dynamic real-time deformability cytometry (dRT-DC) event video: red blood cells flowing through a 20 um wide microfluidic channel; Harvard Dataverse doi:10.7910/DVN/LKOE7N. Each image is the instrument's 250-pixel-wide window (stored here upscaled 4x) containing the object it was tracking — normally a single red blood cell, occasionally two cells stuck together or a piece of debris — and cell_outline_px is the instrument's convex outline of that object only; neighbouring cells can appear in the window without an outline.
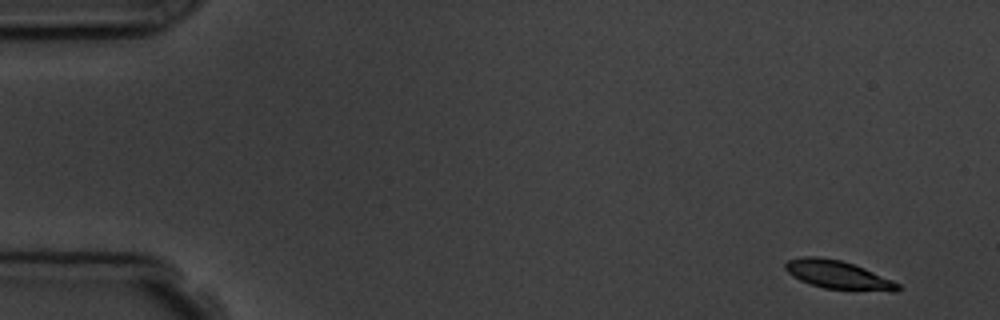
{"species": "common noctule bat (a hibernating species)", "species_latin": "Nyctalus noctula", "temperature_condition": "room temperature", "stored_images_in_passage": 4, "camera_frame_rate_fps": 3000, "um_per_image_px": 0.085, "animal": {"sex": "male", "body_mass_g": 19.5, "forearm_length_mm": 54.6}, "frame": {"image": 1, "passage_image": 1, "time_ms": 0.0, "image_size_px": [1000, 320], "cell_outline_px": [[900, 288], [896, 292], [892, 292], [824, 288], [800, 280], [792, 276], [784, 268], [784, 264], [788, 260], [804, 256], [820, 256], [840, 260], [864, 268], [892, 280], [900, 284]], "centroid_in_image_um": [71.23, 23.36], "position_along_channel_um": 13.8, "area_um2": 18.55}}
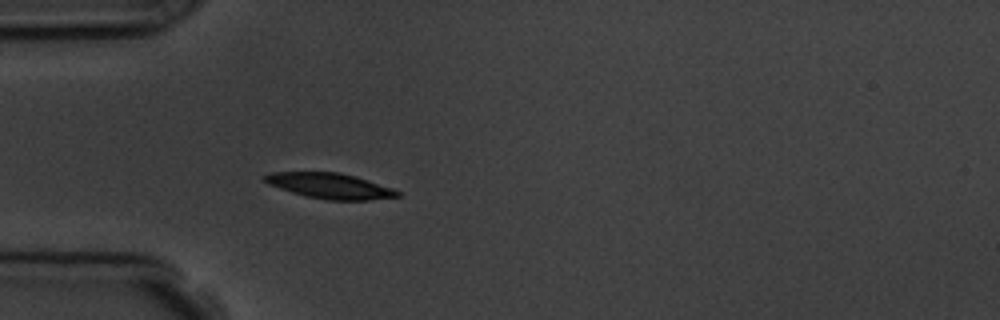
{"frame": {"image": 2, "passage_image": 4, "time_ms": 4.333, "image_size_px": [1000, 320], "cell_outline_px": [[400, 196], [368, 200], [328, 200], [308, 196], [292, 192], [268, 184], [260, 176], [272, 172], [340, 172], [356, 176], [392, 188], [400, 192]], "centroid_in_image_um": [28.03, 15.79], "position_along_channel_um": 57.0, "area_um2": 19.59}}